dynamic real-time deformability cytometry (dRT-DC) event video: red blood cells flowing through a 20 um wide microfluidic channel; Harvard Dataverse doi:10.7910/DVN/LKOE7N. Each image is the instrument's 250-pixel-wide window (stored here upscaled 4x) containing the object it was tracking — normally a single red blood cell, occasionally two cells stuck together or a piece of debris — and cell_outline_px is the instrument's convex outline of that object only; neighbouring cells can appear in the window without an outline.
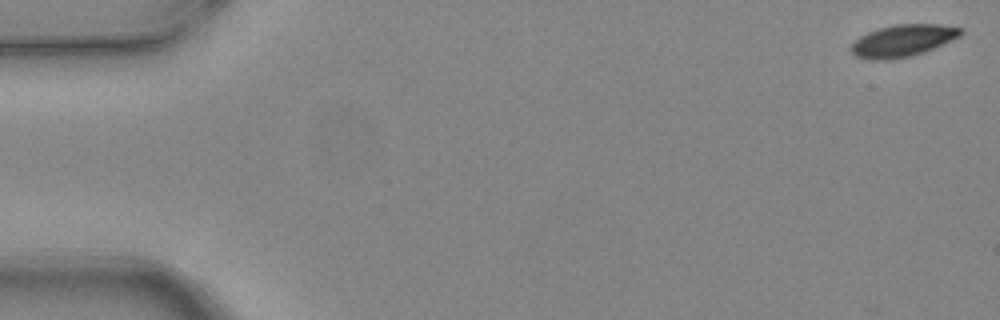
{"species": "common noctule bat (a hibernating species)", "species_latin": "Nyctalus noctula", "temperature_condition": "warm", "stored_images_in_passage": 6, "camera_frame_rate_fps": 3000, "um_per_image_px": 0.085, "animal": {"sex": "female", "body_mass_g": 24.6, "forearm_length_mm": 56.2}, "frame": {"image": 1, "passage_image": 1, "time_ms": 0.0, "image_size_px": [1000, 320], "cell_outline_px": [[964, 32], [960, 36], [924, 52], [908, 56], [884, 60], [872, 60], [856, 56], [848, 48], [860, 36], [868, 32], [880, 28], [896, 24], [940, 24], [964, 28]], "centroid_in_image_um": [76.75, 3.44], "position_along_channel_um": 8.3, "area_um2": 20.29}}
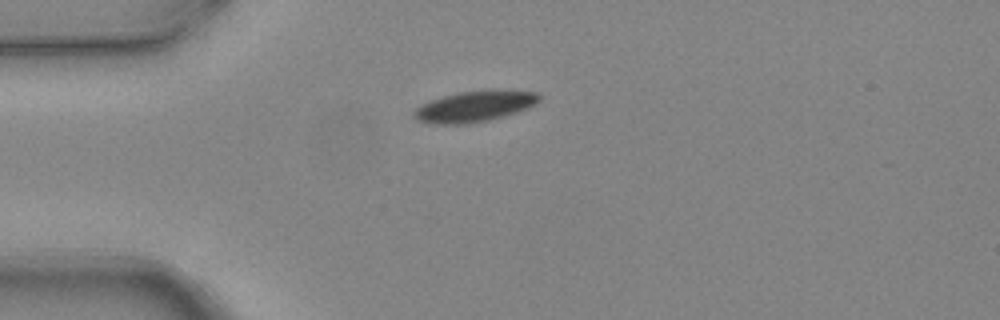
{"frame": {"image": 2, "passage_image": 4, "time_ms": 1.0, "image_size_px": [1000, 320], "cell_outline_px": [[540, 100], [528, 108], [516, 112], [488, 120], [468, 124], [436, 124], [416, 120], [412, 116], [412, 112], [420, 104], [456, 92], [540, 92]], "centroid_in_image_um": [40.25, 9.08], "position_along_channel_um": 44.8, "area_um2": 21.79}}
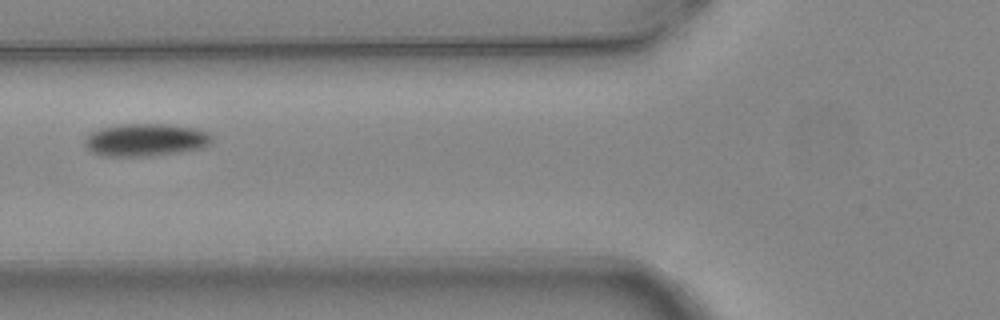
{"frame": {"image": 3, "passage_image": 6, "time_ms": 1.667, "image_size_px": [1000, 320], "cell_outline_px": [[212, 140], [208, 144], [196, 148], [176, 152], [144, 156], [104, 156], [92, 152], [84, 144], [84, 140], [92, 132], [100, 128], [120, 124], [168, 124], [196, 128], [208, 132], [212, 136]], "centroid_in_image_um": [12.34, 11.87], "position_along_channel_um": 113.5, "area_um2": 23.81}}